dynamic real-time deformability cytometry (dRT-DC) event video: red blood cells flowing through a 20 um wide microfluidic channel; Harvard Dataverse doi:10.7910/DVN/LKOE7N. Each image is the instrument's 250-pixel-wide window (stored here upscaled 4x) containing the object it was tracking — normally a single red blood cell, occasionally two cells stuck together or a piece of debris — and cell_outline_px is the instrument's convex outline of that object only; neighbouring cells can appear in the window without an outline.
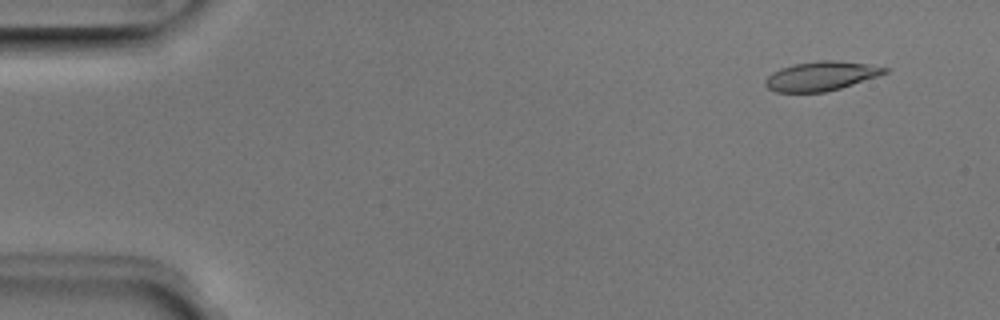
{"species": "Egyptian fruit bat (a non-hibernating species)", "species_latin": "Rousettus aegyptiacus", "temperature_condition": "room temperature", "stored_images_in_passage": 5, "camera_frame_rate_fps": 3000, "um_per_image_px": 0.085, "animal": {"sex": "male"}, "frame": {"image": 1, "passage_image": 1, "time_ms": 0.0, "image_size_px": [1000, 320], "cell_outline_px": [[888, 72], [840, 88], [824, 92], [776, 92], [768, 88], [764, 84], [764, 80], [772, 72], [780, 68], [796, 64], [820, 60], [832, 60], [868, 64], [888, 68]], "centroid_in_image_um": [69.75, 6.46], "position_along_channel_um": 15.3, "area_um2": 20.06}}
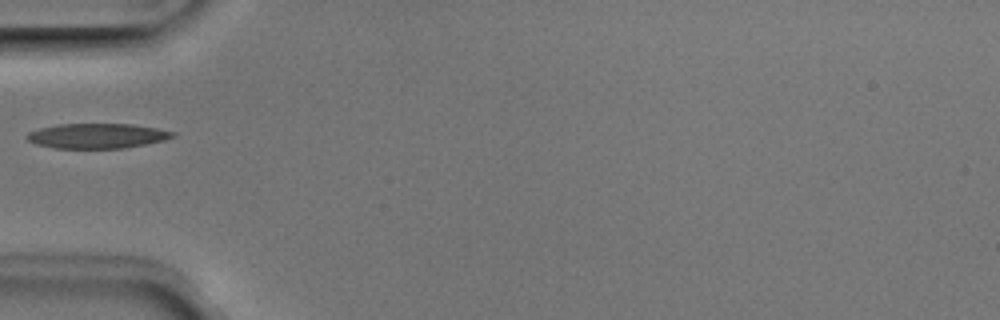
{"frame": {"image": 2, "passage_image": 4, "time_ms": 1.0, "image_size_px": [1000, 320], "cell_outline_px": [[176, 136], [164, 140], [124, 148], [56, 148], [36, 144], [28, 140], [24, 136], [28, 132], [40, 128], [60, 124], [132, 124], [156, 128], [176, 132]], "centroid_in_image_um": [8.25, 11.54], "position_along_channel_um": 76.7, "area_um2": 21.1}}